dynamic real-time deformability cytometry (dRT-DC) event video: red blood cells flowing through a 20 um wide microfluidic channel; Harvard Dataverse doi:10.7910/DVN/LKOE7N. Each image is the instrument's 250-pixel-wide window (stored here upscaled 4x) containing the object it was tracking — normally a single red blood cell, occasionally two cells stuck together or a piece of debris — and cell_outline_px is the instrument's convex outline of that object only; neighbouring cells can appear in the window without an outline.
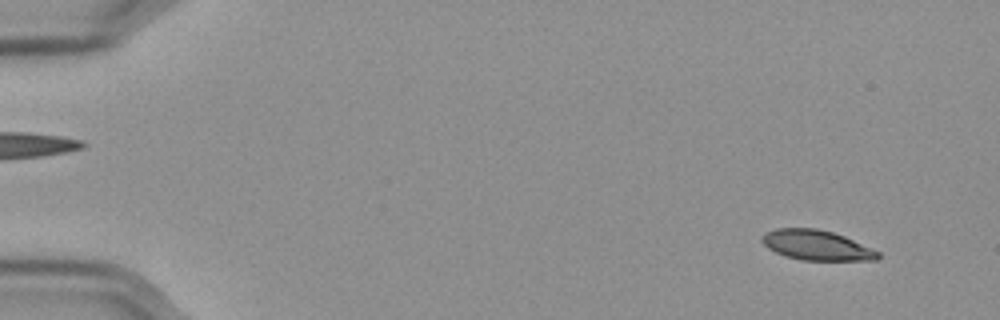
{"species": "Egyptian fruit bat (a non-hibernating species)", "species_latin": "Rousettus aegyptiacus", "temperature_condition": "cold", "stored_images_in_passage": 57, "camera_frame_rate_fps": 3000, "um_per_image_px": 0.085, "frame": {"image": 1, "passage_image": 4, "time_ms": 1.0, "image_size_px": [1000, 320], "cell_outline_px": [[880, 256], [876, 260], [804, 260], [784, 256], [768, 248], [760, 240], [760, 236], [764, 232], [776, 228], [816, 228], [832, 232], [844, 236], [872, 248], [880, 252]], "centroid_in_image_um": [69.38, 20.83], "position_along_channel_um": 15.6, "area_um2": 20.35}}
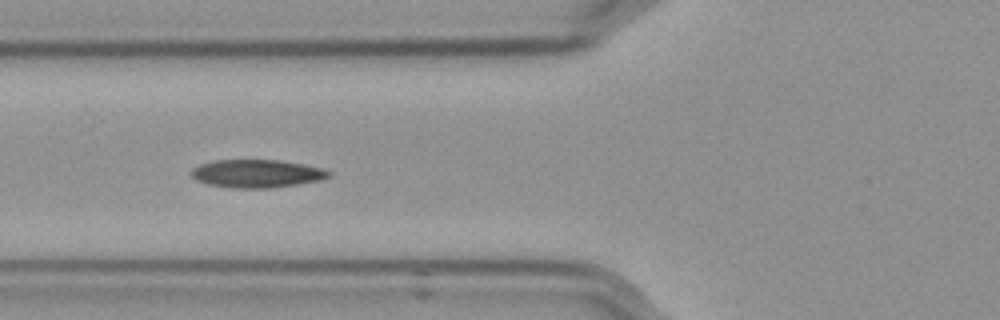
{"frame": {"image": 2, "passage_image": 22, "time_ms": 7.0, "image_size_px": [1000, 320], "cell_outline_px": [[332, 176], [320, 180], [296, 184], [268, 188], [232, 188], [208, 184], [196, 180], [192, 176], [192, 168], [200, 164], [216, 160], [280, 160], [304, 164], [324, 168], [332, 172]], "centroid_in_image_um": [21.86, 14.75], "position_along_channel_um": 103.9, "area_um2": 22.48}}
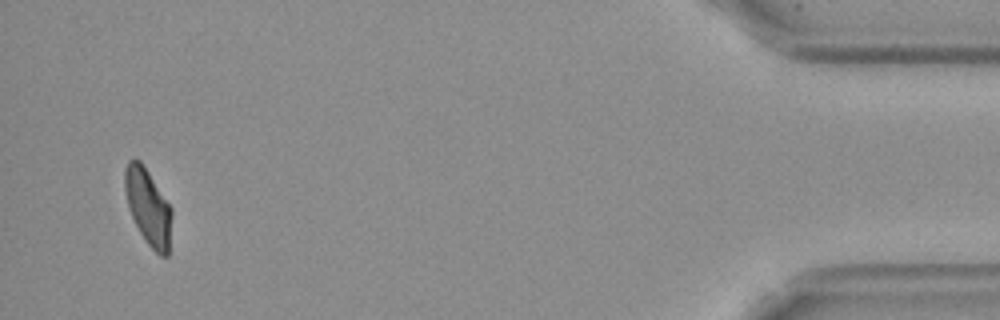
{"frame": {"image": 3, "passage_image": 55, "time_ms": 18.0, "image_size_px": [1000, 320], "cell_outline_px": [[172, 216], [168, 256], [160, 256], [148, 244], [140, 232], [128, 208], [124, 188], [124, 168], [128, 160], [140, 160], [172, 208]], "centroid_in_image_um": [12.58, 17.58], "position_along_channel_um": 422.6, "area_um2": 20.69}, "authors_computed_cell_mechanics": {"area_um2": 21.5594, "velocity_mm_per_s": 3.5659, "shape_relaxation_time_tau1_ms": null, "shape_relaxation_time_tau2_ms": 2.8821, "deformation_change_tau1": null, "deformation_change_tau2": 0.0737}}